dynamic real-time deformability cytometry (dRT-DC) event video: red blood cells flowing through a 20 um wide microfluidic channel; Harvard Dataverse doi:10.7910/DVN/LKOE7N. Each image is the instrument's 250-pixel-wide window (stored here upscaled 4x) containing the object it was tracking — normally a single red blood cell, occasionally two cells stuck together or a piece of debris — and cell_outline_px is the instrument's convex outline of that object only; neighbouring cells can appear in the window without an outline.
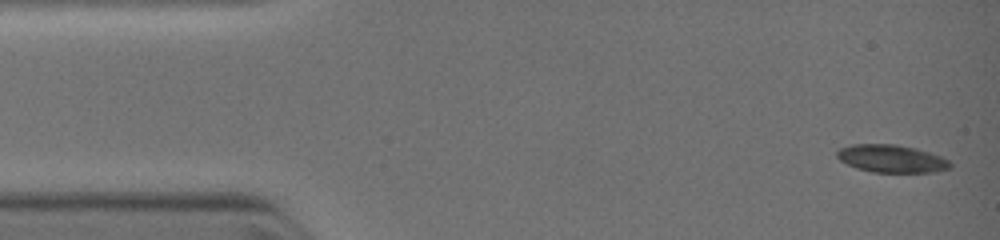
{"species": "common noctule bat (a hibernating species)", "species_latin": "Nyctalus noctula", "temperature_condition": "warm", "stored_images_in_passage": 10, "camera_frame_rate_fps": 3000, "um_per_image_px": 0.085, "animal": {"sex": "female", "body_mass_g": 19.0, "forearm_length_mm": 51.5}, "frame": {"image": 1, "passage_image": 1, "time_ms": 0.0, "image_size_px": [1000, 240], "cell_outline_px": [[952, 164], [948, 168], [936, 172], [872, 172], [856, 168], [840, 160], [836, 156], [836, 152], [840, 148], [852, 144], [896, 144], [916, 148], [940, 156], [948, 160]], "centroid_in_image_um": [75.76, 13.48], "position_along_channel_um": 9.2, "area_um2": 18.21}}
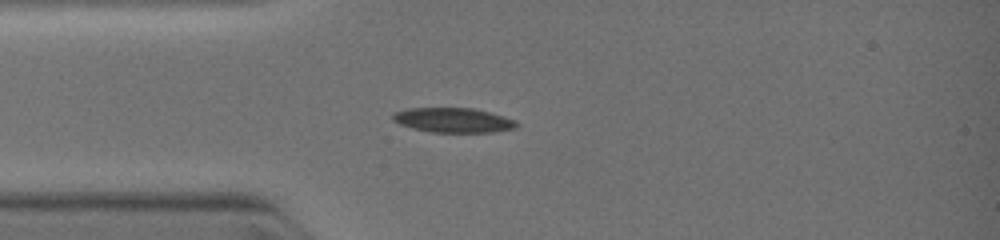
{"frame": {"image": 2, "passage_image": 6, "time_ms": 2.667, "image_size_px": [1000, 240], "cell_outline_px": [[520, 124], [516, 128], [492, 132], [432, 132], [412, 128], [400, 124], [392, 120], [392, 116], [396, 112], [412, 108], [472, 108], [488, 112], [512, 120]], "centroid_in_image_um": [38.51, 10.22], "position_along_channel_um": 46.5, "area_um2": 17.46}}
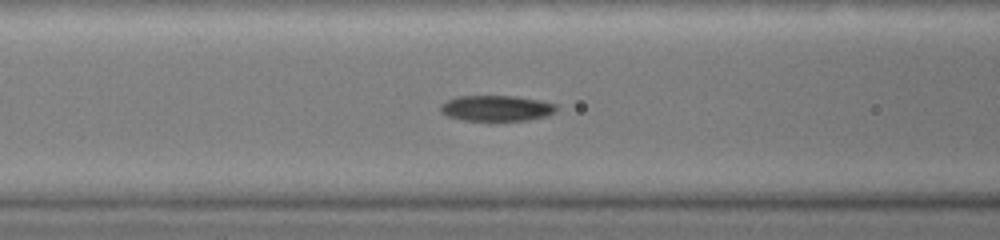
{"frame": {"image": 3, "passage_image": 10, "time_ms": 4.333, "image_size_px": [1000, 240], "cell_outline_px": [[556, 112], [548, 116], [528, 120], [464, 120], [448, 116], [440, 112], [440, 104], [448, 100], [460, 96], [516, 96], [540, 100], [556, 104]], "centroid_in_image_um": [42.22, 9.2], "position_along_channel_um": 124.4, "area_um2": 17.34}}